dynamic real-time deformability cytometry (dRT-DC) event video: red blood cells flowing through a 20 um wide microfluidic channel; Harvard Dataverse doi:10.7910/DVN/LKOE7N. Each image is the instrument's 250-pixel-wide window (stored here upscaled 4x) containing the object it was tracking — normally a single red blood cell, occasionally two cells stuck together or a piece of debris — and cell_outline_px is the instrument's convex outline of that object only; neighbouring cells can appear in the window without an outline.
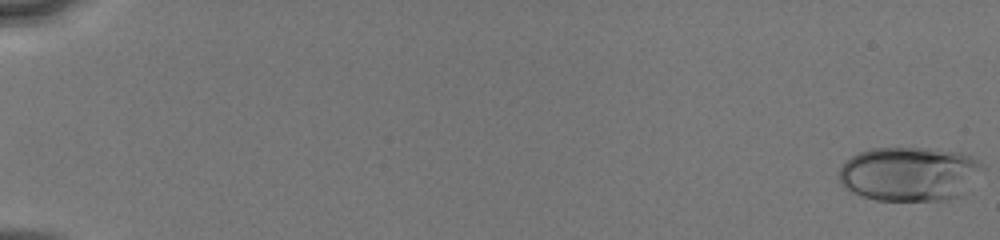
{"species": "human", "species_latin": "Homo sapiens", "temperature_condition": "cold", "stored_images_in_passage": 14, "camera_frame_rate_fps": 3000, "um_per_image_px": 0.085, "donor": {"sex": "male"}, "frame": {"image": 1, "passage_image": 1, "time_ms": 0.0, "image_size_px": [1000, 240], "cell_outline_px": [[984, 168], [964, 192], [960, 196], [944, 200], [876, 200], [860, 196], [848, 192], [840, 184], [836, 176], [836, 172], [844, 160], [860, 152], [872, 148], [924, 148], [960, 152], [972, 156], [980, 160], [984, 164]], "centroid_in_image_um": [77.23, 14.78], "position_along_channel_um": 7.8, "area_um2": 46.12}}
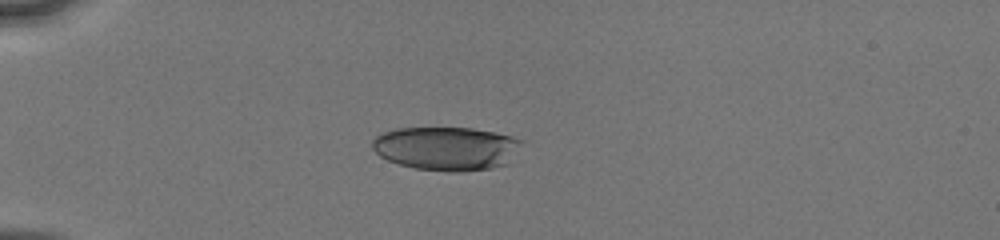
{"frame": {"image": 2, "passage_image": 11, "time_ms": 5.0, "image_size_px": [1000, 240], "cell_outline_px": [[524, 140], [508, 164], [492, 168], [460, 172], [452, 172], [416, 168], [400, 164], [388, 160], [380, 156], [372, 148], [372, 140], [376, 136], [384, 132], [396, 128], [472, 128], [496, 132], [512, 136]], "centroid_in_image_um": [37.97, 12.61], "position_along_channel_um": 47.0, "area_um2": 38.09}}
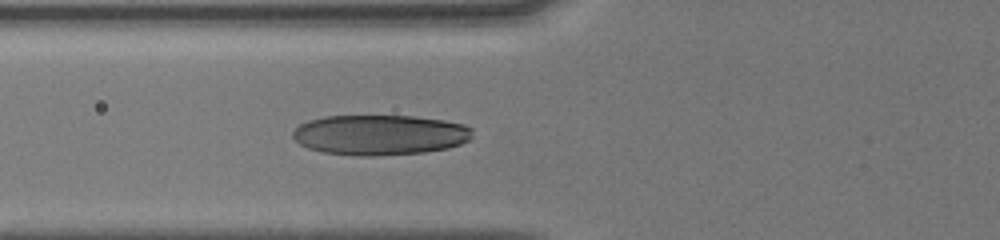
{"frame": {"image": 3, "passage_image": 14, "time_ms": 7.0, "image_size_px": [1000, 240], "cell_outline_px": [[472, 136], [468, 140], [460, 144], [448, 148], [424, 152], [372, 156], [352, 156], [324, 152], [308, 148], [300, 144], [292, 136], [292, 132], [300, 124], [308, 120], [324, 116], [416, 116], [444, 120], [464, 124], [472, 128]], "centroid_in_image_um": [32.29, 11.46], "position_along_channel_um": 93.5, "area_um2": 42.31}}